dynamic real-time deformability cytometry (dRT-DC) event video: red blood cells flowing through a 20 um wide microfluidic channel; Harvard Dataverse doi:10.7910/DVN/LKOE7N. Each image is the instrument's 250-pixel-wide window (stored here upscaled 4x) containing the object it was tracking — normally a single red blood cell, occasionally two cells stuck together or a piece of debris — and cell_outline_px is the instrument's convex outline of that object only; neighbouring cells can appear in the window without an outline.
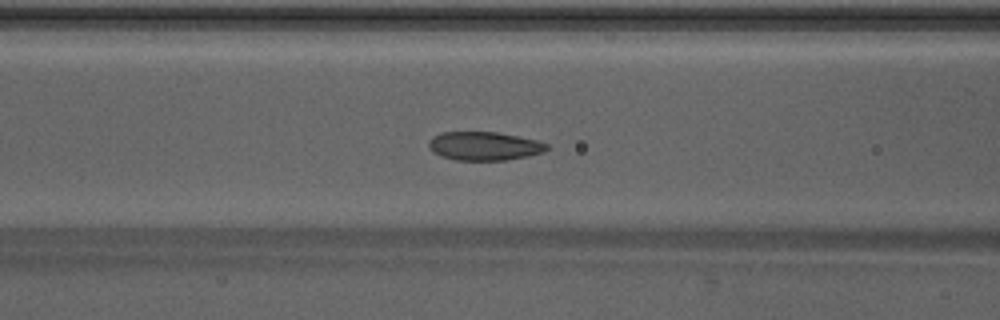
{"species": "Egyptian fruit bat (a non-hibernating species)", "species_latin": "Rousettus aegyptiacus", "temperature_condition": "warm", "stored_images_in_passage": 36, "camera_frame_rate_fps": 3000, "um_per_image_px": 0.085, "animal": {"sex": "male"}, "frame": {"image": 1, "passage_image": 7, "time_ms": 2.0, "image_size_px": [1000, 320], "cell_outline_px": [[548, 148], [544, 152], [528, 156], [508, 160], [456, 160], [440, 156], [432, 152], [428, 148], [428, 144], [432, 136], [440, 132], [496, 132], [536, 140], [548, 144]], "centroid_in_image_um": [41.12, 12.42], "position_along_channel_um": 125.5, "area_um2": 19.77}}
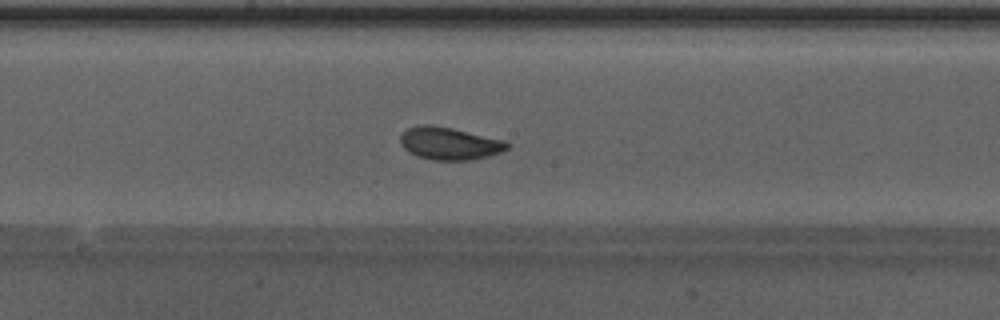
{"frame": {"image": 2, "passage_image": 13, "time_ms": 4.0, "image_size_px": [1000, 320], "cell_outline_px": [[512, 144], [508, 148], [500, 152], [488, 156], [472, 160], [432, 160], [416, 156], [408, 152], [400, 144], [400, 136], [408, 128], [424, 124], [432, 124], [452, 128], [504, 140]], "centroid_in_image_um": [38.19, 12.2], "position_along_channel_um": 210.0, "area_um2": 20.35}}
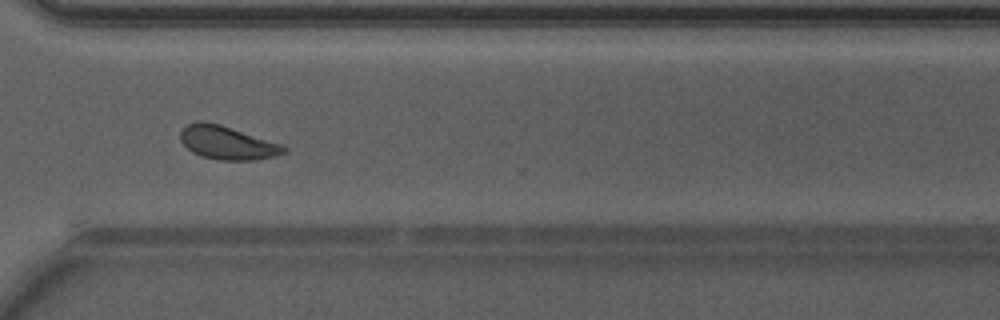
{"frame": {"image": 3, "passage_image": 23, "time_ms": 7.333, "image_size_px": [1000, 320], "cell_outline_px": [[288, 152], [256, 160], [220, 160], [200, 156], [192, 152], [180, 140], [180, 132], [188, 124], [196, 120], [200, 120], [220, 124], [284, 144], [288, 148]], "centroid_in_image_um": [19.35, 12.13], "position_along_channel_um": 351.3, "area_um2": 20.35}}